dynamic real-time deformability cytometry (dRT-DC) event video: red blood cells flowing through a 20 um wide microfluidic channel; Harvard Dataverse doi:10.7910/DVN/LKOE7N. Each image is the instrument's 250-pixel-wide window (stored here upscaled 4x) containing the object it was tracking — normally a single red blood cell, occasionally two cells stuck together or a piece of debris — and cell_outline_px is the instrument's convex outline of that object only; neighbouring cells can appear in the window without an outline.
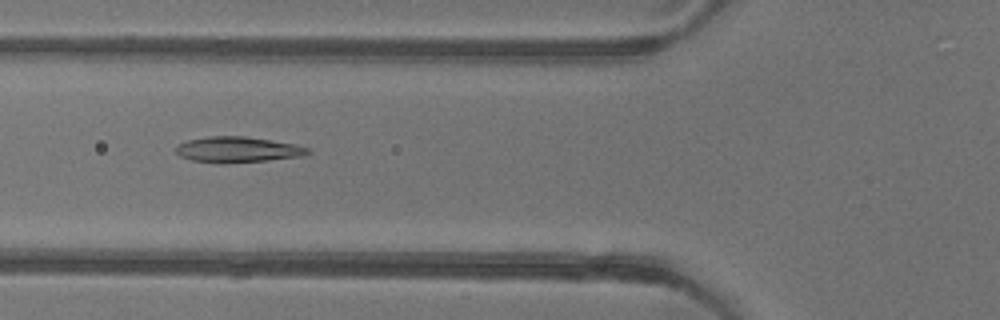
{"species": "common noctule bat (a hibernating species)", "species_latin": "Nyctalus noctula", "temperature_condition": "warm", "stored_images_in_passage": 52, "camera_frame_rate_fps": 3000, "um_per_image_px": 0.085, "animal": {"sex": "female"}, "frame": {"image": 1, "passage_image": 19, "time_ms": 6.0, "image_size_px": [1000, 320], "cell_outline_px": [[312, 152], [304, 156], [268, 160], [220, 164], [192, 160], [180, 156], [176, 152], [176, 148], [180, 144], [188, 140], [208, 136], [244, 136], [296, 144], [308, 148]], "centroid_in_image_um": [20.23, 12.72], "position_along_channel_um": 105.6, "area_um2": 19.77}}
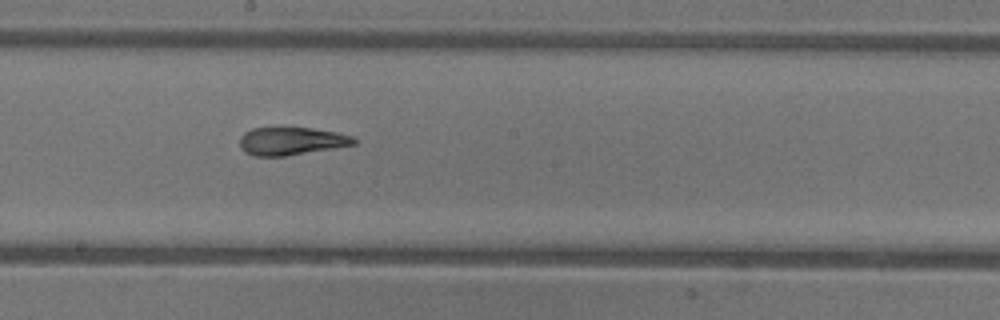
{"frame": {"image": 2, "passage_image": 28, "time_ms": 9.0, "image_size_px": [1000, 320], "cell_outline_px": [[356, 144], [284, 156], [256, 156], [244, 152], [240, 148], [240, 136], [244, 132], [252, 128], [312, 128], [336, 132], [352, 136], [356, 140]], "centroid_in_image_um": [24.72, 11.99], "position_along_channel_um": 223.5, "area_um2": 18.38}}
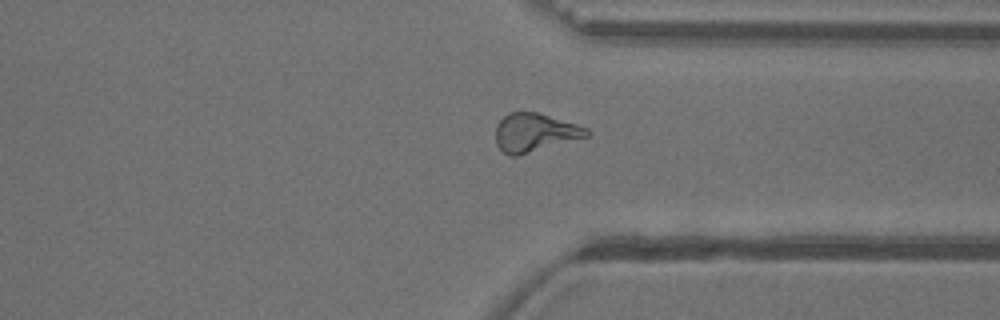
{"frame": {"image": 3, "passage_image": 39, "time_ms": 12.667, "image_size_px": [1000, 320], "cell_outline_px": [[592, 132], [588, 136], [516, 156], [512, 156], [504, 152], [496, 144], [496, 124], [508, 112], [536, 112], [576, 124], [588, 128]], "centroid_in_image_um": [45.44, 11.26], "position_along_channel_um": 366.0, "area_um2": 20.11}, "authors_computed_cell_mechanics": {"area_um2": 20.23, "velocity_mm_per_s": 3.9167, "shape_relaxation_time_tau1_ms": null, "shape_relaxation_time_tau2_ms": 2.2973, "deformation_change_tau1": null, "deformation_change_tau2": 0.1011}}